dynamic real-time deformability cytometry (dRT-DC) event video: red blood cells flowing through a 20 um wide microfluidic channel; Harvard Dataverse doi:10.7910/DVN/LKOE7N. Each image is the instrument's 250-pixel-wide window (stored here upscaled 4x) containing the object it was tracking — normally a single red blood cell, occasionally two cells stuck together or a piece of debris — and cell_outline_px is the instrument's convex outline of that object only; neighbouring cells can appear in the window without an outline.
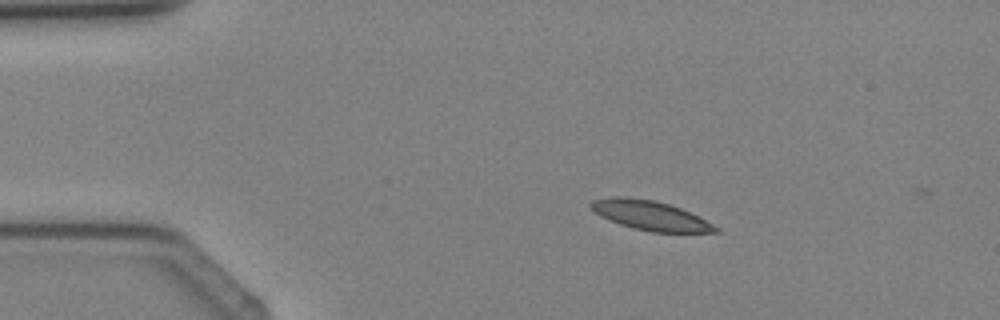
{"species": "Egyptian fruit bat (a non-hibernating species)", "species_latin": "Rousettus aegyptiacus", "temperature_condition": "cold", "stored_images_in_passage": 3, "camera_frame_rate_fps": 3000, "um_per_image_px": 0.085, "animal": {"sex": "female"}, "frame": {"image": 1, "passage_image": 2, "time_ms": 1.0, "image_size_px": [1000, 320], "cell_outline_px": [[720, 232], [652, 232], [632, 228], [620, 224], [600, 216], [588, 204], [592, 200], [612, 196], [628, 196], [652, 200], [668, 204], [680, 208], [720, 228]], "centroid_in_image_um": [55.23, 18.3], "position_along_channel_um": 29.8, "area_um2": 21.15}}
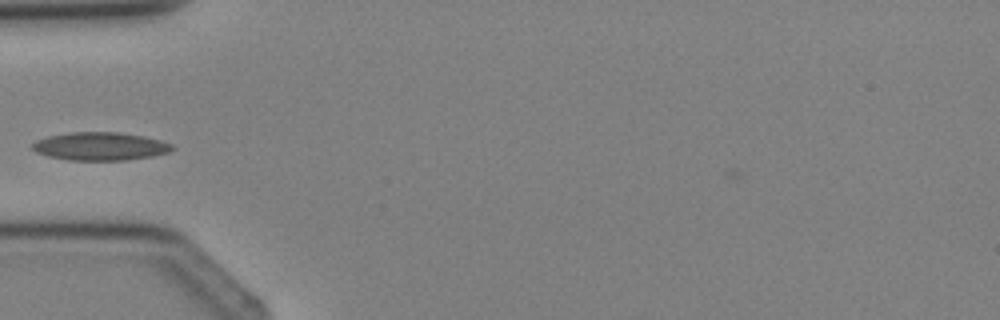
{"frame": {"image": 2, "passage_image": 3, "time_ms": 3.0, "image_size_px": [1000, 320], "cell_outline_px": [[176, 148], [168, 152], [152, 156], [124, 160], [68, 160], [48, 156], [36, 152], [32, 148], [32, 144], [36, 140], [48, 136], [68, 132], [120, 132], [144, 136], [160, 140], [172, 144]], "centroid_in_image_um": [8.51, 12.43], "position_along_channel_um": 76.5, "area_um2": 22.95}}